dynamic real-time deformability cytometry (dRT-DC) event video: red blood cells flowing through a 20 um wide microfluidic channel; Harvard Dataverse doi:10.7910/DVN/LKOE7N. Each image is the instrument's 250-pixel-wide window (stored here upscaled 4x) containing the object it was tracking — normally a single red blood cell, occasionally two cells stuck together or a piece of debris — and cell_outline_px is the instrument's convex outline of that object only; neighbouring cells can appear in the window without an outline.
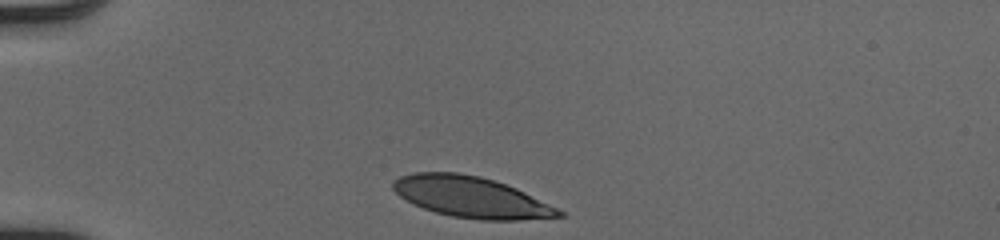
{"species": "human", "species_latin": "Homo sapiens", "temperature_condition": "cold", "stored_images_in_passage": 31, "camera_frame_rate_fps": 3000, "um_per_image_px": 0.085, "donor": {"sex": "male"}, "frame": {"image": 1, "passage_image": 1, "time_ms": 0.0, "image_size_px": [1000, 240], "cell_outline_px": [[568, 216], [520, 220], [480, 220], [452, 216], [436, 212], [412, 204], [400, 196], [392, 188], [392, 184], [400, 176], [416, 172], [456, 172], [480, 176], [516, 188], [564, 212]], "centroid_in_image_um": [40.04, 16.76], "position_along_channel_um": 45.0, "area_um2": 39.25}}
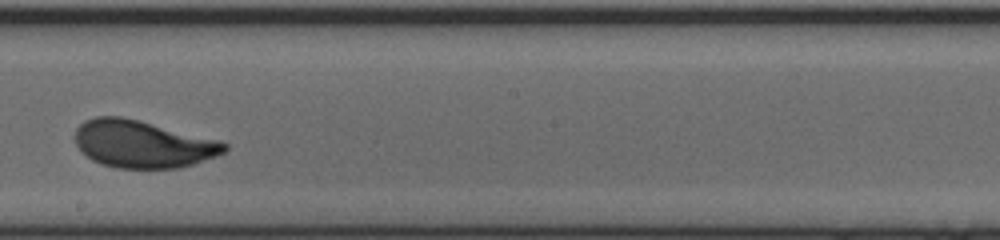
{"frame": {"image": 2, "passage_image": 18, "time_ms": 5.667, "image_size_px": [1000, 240], "cell_outline_px": [[228, 148], [224, 152], [216, 156], [192, 164], [176, 168], [116, 168], [100, 164], [92, 160], [80, 152], [76, 144], [76, 128], [84, 120], [96, 116], [120, 116], [140, 120], [220, 140], [228, 144]], "centroid_in_image_um": [12.11, 12.24], "position_along_channel_um": 236.1, "area_um2": 41.44}}
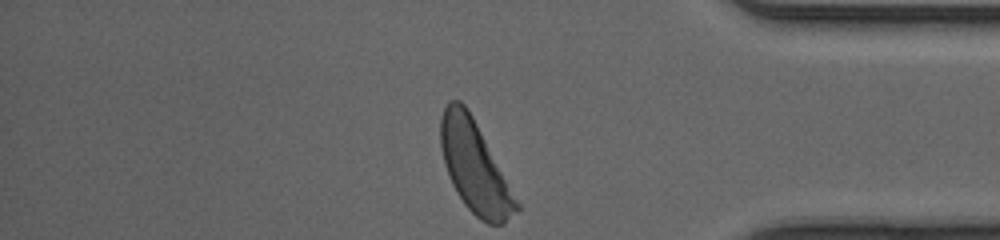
{"frame": {"image": 3, "passage_image": 31, "time_ms": 10.0, "image_size_px": [1000, 240], "cell_outline_px": [[520, 208], [504, 224], [488, 224], [480, 220], [464, 204], [456, 192], [452, 184], [444, 164], [440, 148], [440, 116], [448, 100], [460, 100], [468, 108], [520, 204]], "centroid_in_image_um": [40.33, 14.18], "position_along_channel_um": 394.9, "area_um2": 40.11}, "authors_computed_cell_mechanics": {"area_um2": 40.9802, "velocity_mm_per_s": 4.0503, "shape_relaxation_time_tau1_ms": 2.0043, "shape_relaxation_time_tau2_ms": null, "deformation_change_tau1": 0.153, "deformation_change_tau2": null}}